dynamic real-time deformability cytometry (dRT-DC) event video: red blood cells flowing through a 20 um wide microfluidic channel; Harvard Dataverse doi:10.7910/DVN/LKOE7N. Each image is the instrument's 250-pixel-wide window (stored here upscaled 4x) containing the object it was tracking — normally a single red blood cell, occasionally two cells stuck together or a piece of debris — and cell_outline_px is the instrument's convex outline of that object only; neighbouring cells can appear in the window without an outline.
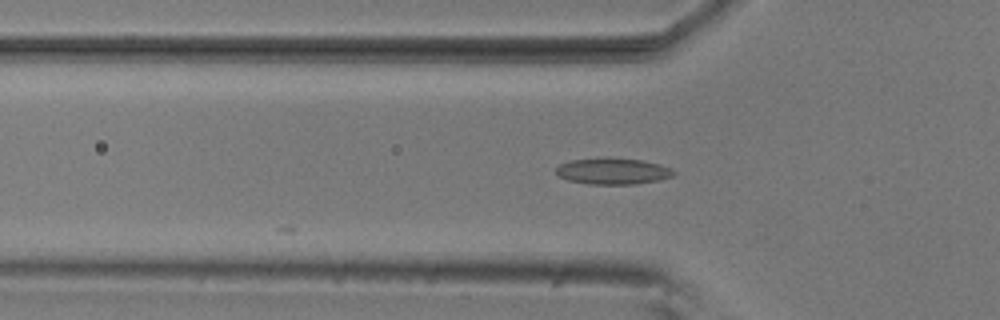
{"species": "common noctule bat (a hibernating species)", "species_latin": "Nyctalus noctula", "temperature_condition": "room temperature", "stored_images_in_passage": 6, "camera_frame_rate_fps": 3000, "um_per_image_px": 0.085, "animal": {"sex": "male", "body_mass_g": 20.5, "forearm_length_mm": 52.5}, "frame": {"image": 1, "passage_image": 5, "time_ms": 1.333, "image_size_px": [1000, 320], "cell_outline_px": [[676, 172], [672, 176], [660, 180], [636, 184], [588, 184], [568, 180], [560, 176], [556, 172], [556, 168], [560, 164], [572, 160], [640, 160], [660, 164], [672, 168]], "centroid_in_image_um": [52.15, 14.59], "position_along_channel_um": 73.7, "area_um2": 17.28}}
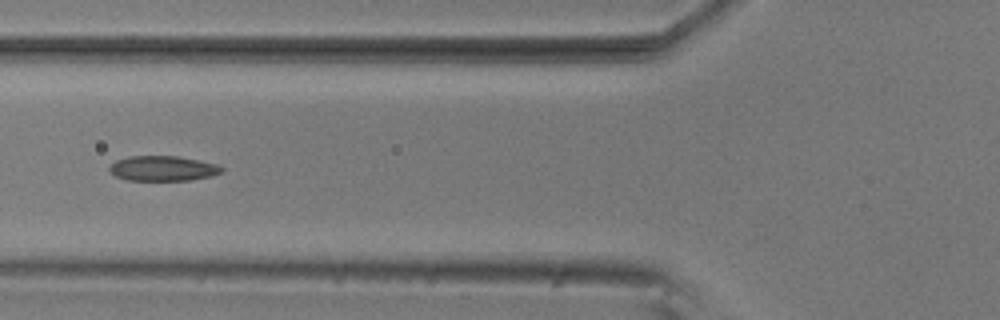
{"frame": {"image": 2, "passage_image": 6, "time_ms": 1.667, "image_size_px": [1000, 320], "cell_outline_px": [[224, 172], [212, 176], [188, 180], [124, 180], [116, 176], [108, 168], [116, 160], [128, 156], [176, 156], [216, 164], [224, 168]], "centroid_in_image_um": [13.85, 14.32], "position_along_channel_um": 112.0, "area_um2": 16.3}}